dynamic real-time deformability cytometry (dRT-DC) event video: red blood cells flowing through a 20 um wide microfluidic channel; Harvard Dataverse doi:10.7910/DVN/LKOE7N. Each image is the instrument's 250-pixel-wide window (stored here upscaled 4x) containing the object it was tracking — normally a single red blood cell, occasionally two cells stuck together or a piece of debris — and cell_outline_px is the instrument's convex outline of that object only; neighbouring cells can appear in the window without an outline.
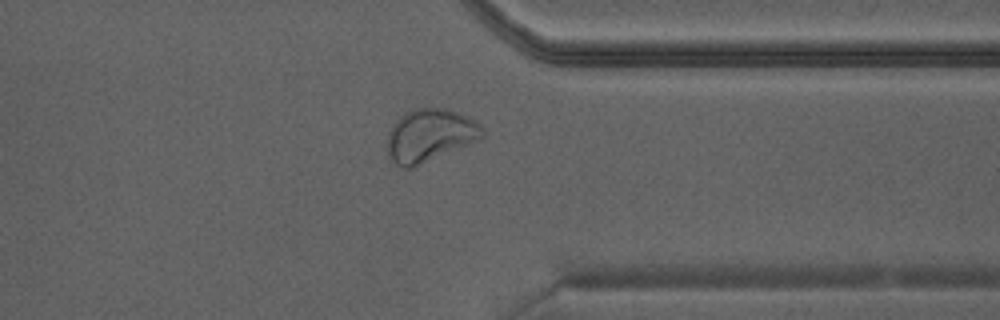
{"species": "Egyptian fruit bat (a non-hibernating species)", "species_latin": "Rousettus aegyptiacus", "temperature_condition": "warm", "stored_images_in_passage": 22, "camera_frame_rate_fps": 3000, "um_per_image_px": 0.085, "animal": {"sex": "male"}, "frame": {"image": 1, "passage_image": 16, "time_ms": 5.0, "image_size_px": [1000, 320], "cell_outline_px": [[484, 136], [480, 140], [416, 168], [404, 168], [388, 160], [388, 132], [392, 124], [404, 112], [412, 108], [448, 108], [468, 116], [480, 124], [484, 128]], "centroid_in_image_um": [36.55, 11.53], "position_along_channel_um": 374.9, "area_um2": 30.11}}